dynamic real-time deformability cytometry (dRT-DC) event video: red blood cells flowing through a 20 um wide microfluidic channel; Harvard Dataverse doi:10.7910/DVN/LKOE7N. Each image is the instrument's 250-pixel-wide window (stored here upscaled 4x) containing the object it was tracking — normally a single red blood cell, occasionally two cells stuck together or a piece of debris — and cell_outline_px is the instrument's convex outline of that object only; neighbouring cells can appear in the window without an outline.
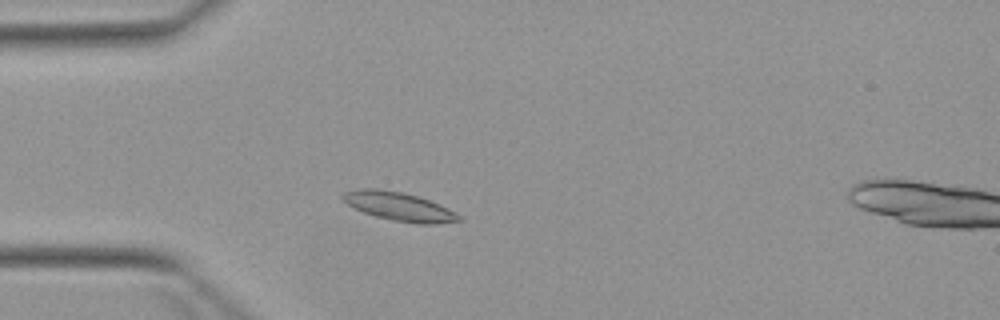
{"species": "Egyptian fruit bat (a non-hibernating species)", "species_latin": "Rousettus aegyptiacus", "temperature_condition": "warm", "stored_images_in_passage": 3, "camera_frame_rate_fps": 3000, "um_per_image_px": 0.085, "animal": {"sex": "female"}, "frame": {"image": 1, "passage_image": 2, "time_ms": 1.667, "image_size_px": [1000, 320], "cell_outline_px": [[460, 220], [436, 224], [416, 224], [392, 220], [376, 216], [364, 212], [340, 200], [340, 196], [344, 192], [360, 188], [376, 188], [400, 192], [416, 196], [440, 204], [456, 212], [460, 216]], "centroid_in_image_um": [33.89, 17.55], "position_along_channel_um": 51.1, "area_um2": 19.25}}